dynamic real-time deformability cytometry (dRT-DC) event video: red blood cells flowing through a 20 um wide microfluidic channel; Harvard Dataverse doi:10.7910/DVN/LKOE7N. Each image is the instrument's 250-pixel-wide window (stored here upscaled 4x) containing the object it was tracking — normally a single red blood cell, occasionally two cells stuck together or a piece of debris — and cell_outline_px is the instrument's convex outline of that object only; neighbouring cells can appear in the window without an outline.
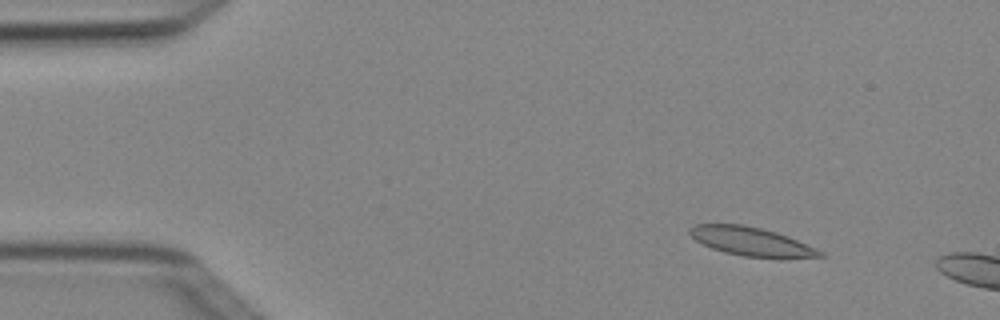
{"species": "Egyptian fruit bat (a non-hibernating species)", "species_latin": "Rousettus aegyptiacus", "temperature_condition": "cold", "stored_images_in_passage": 4, "camera_frame_rate_fps": 3000, "um_per_image_px": 0.085, "animal": {"sex": "female"}, "frame": {"image": 1, "passage_image": 2, "time_ms": 0.333, "image_size_px": [1000, 320], "cell_outline_px": [[828, 256], [784, 260], [780, 260], [744, 256], [724, 252], [712, 248], [696, 240], [688, 232], [688, 228], [696, 224], [744, 224], [776, 232], [788, 236], [816, 248], [824, 252]], "centroid_in_image_um": [63.96, 20.57], "position_along_channel_um": 21.0, "area_um2": 22.37}}